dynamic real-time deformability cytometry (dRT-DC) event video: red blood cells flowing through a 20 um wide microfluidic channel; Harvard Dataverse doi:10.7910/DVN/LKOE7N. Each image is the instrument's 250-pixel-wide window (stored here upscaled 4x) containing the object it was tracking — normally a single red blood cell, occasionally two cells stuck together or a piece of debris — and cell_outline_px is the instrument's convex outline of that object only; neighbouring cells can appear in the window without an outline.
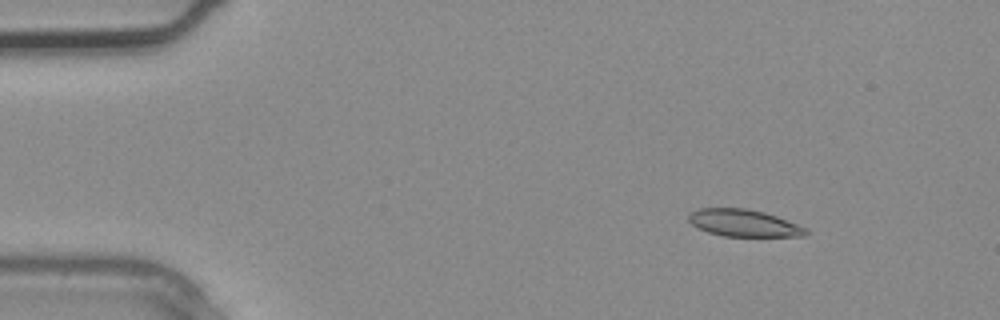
{"species": "common noctule bat (a hibernating species)", "species_latin": "Nyctalus noctula", "temperature_condition": "warm", "stored_images_in_passage": 4, "camera_frame_rate_fps": 3000, "um_per_image_px": 0.085, "animal": {"sex": "male", "body_mass_g": 20.4}, "frame": {"image": 1, "passage_image": 1, "time_ms": 0.0, "image_size_px": [1000, 320], "cell_outline_px": [[808, 232], [804, 236], [724, 236], [708, 232], [692, 224], [688, 220], [688, 212], [700, 208], [744, 208], [764, 212], [776, 216], [808, 228]], "centroid_in_image_um": [63.21, 18.95], "position_along_channel_um": 21.8, "area_um2": 18.44}}